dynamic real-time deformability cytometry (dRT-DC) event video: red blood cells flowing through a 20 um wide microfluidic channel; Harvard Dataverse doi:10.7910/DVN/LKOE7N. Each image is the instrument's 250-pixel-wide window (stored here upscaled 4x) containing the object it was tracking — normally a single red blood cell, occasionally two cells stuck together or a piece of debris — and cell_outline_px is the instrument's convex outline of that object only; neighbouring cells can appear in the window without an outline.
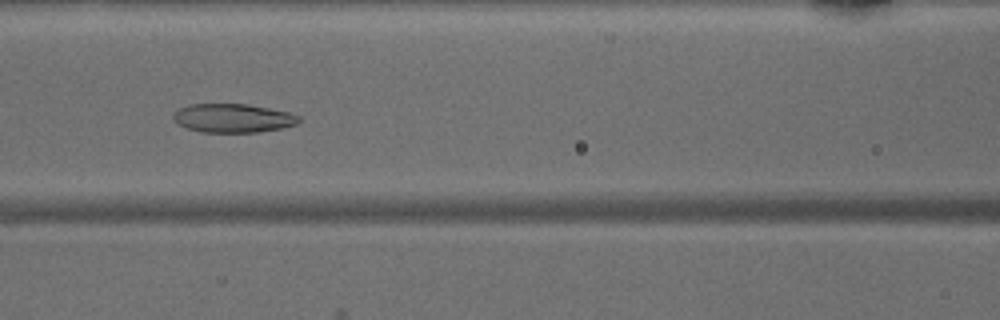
{"species": "common noctule bat (a hibernating species)", "species_latin": "Nyctalus noctula", "temperature_condition": "warm", "stored_images_in_passage": 20, "camera_frame_rate_fps": 3000, "um_per_image_px": 0.085, "animal": {"sex": "male", "body_mass_g": 15.6}, "frame": {"image": 1, "passage_image": 8, "time_ms": 2.333, "image_size_px": [1000, 320], "cell_outline_px": [[300, 120], [296, 124], [284, 128], [256, 132], [200, 132], [176, 124], [172, 116], [180, 108], [188, 104], [244, 104], [268, 108], [288, 112], [300, 116]], "centroid_in_image_um": [19.79, 10.04], "position_along_channel_um": 146.8, "area_um2": 20.98}}
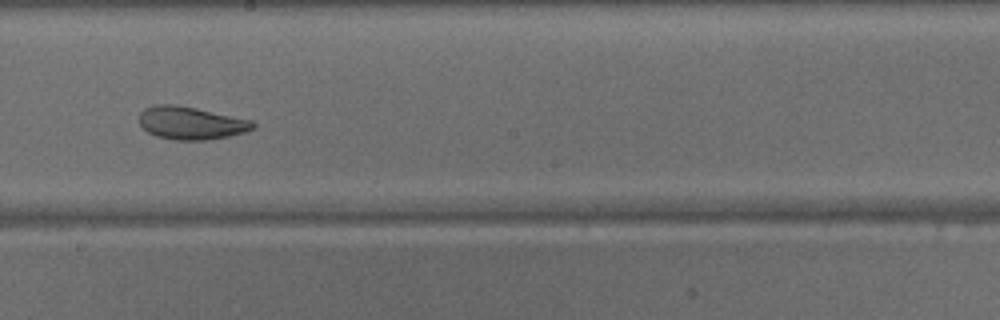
{"frame": {"image": 2, "passage_image": 14, "time_ms": 4.333, "image_size_px": [1000, 320], "cell_outline_px": [[256, 128], [244, 132], [228, 136], [204, 140], [176, 140], [156, 136], [148, 132], [140, 124], [140, 112], [144, 108], [160, 104], [172, 104], [196, 108], [252, 120], [256, 124]], "centroid_in_image_um": [16.25, 10.45], "position_along_channel_um": 232.0, "area_um2": 21.62}}
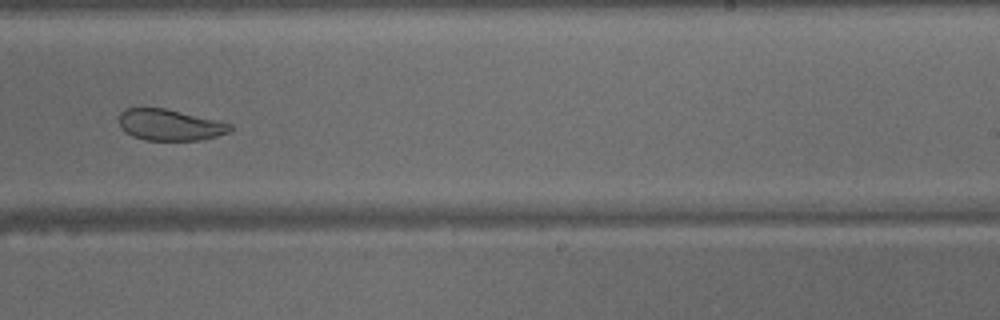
{"frame": {"image": 3, "passage_image": 17, "time_ms": 5.333, "image_size_px": [1000, 320], "cell_outline_px": [[232, 128], [228, 132], [216, 136], [200, 140], [144, 140], [132, 136], [124, 132], [120, 128], [120, 112], [124, 108], [164, 108], [232, 124]], "centroid_in_image_um": [14.38, 10.62], "position_along_channel_um": 274.6, "area_um2": 20.06}}